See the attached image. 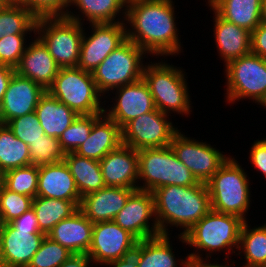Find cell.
Listing matches in <instances>:
<instances>
[{
  "instance_id": "36",
  "label": "cell",
  "mask_w": 266,
  "mask_h": 267,
  "mask_svg": "<svg viewBox=\"0 0 266 267\" xmlns=\"http://www.w3.org/2000/svg\"><path fill=\"white\" fill-rule=\"evenodd\" d=\"M103 114L78 115L73 123L61 134L59 141L65 153L75 152L85 142L93 124Z\"/></svg>"
},
{
  "instance_id": "22",
  "label": "cell",
  "mask_w": 266,
  "mask_h": 267,
  "mask_svg": "<svg viewBox=\"0 0 266 267\" xmlns=\"http://www.w3.org/2000/svg\"><path fill=\"white\" fill-rule=\"evenodd\" d=\"M37 196L81 201L75 179L65 161L39 166Z\"/></svg>"
},
{
  "instance_id": "1",
  "label": "cell",
  "mask_w": 266,
  "mask_h": 267,
  "mask_svg": "<svg viewBox=\"0 0 266 267\" xmlns=\"http://www.w3.org/2000/svg\"><path fill=\"white\" fill-rule=\"evenodd\" d=\"M124 21L127 40L134 42L146 53L156 56L178 55V38L172 0H132L127 2Z\"/></svg>"
},
{
  "instance_id": "37",
  "label": "cell",
  "mask_w": 266,
  "mask_h": 267,
  "mask_svg": "<svg viewBox=\"0 0 266 267\" xmlns=\"http://www.w3.org/2000/svg\"><path fill=\"white\" fill-rule=\"evenodd\" d=\"M31 164L43 166L64 161L66 153L63 151L59 138L45 135L44 138L29 144Z\"/></svg>"
},
{
  "instance_id": "19",
  "label": "cell",
  "mask_w": 266,
  "mask_h": 267,
  "mask_svg": "<svg viewBox=\"0 0 266 267\" xmlns=\"http://www.w3.org/2000/svg\"><path fill=\"white\" fill-rule=\"evenodd\" d=\"M99 162L105 186L138 189V150L121 144Z\"/></svg>"
},
{
  "instance_id": "7",
  "label": "cell",
  "mask_w": 266,
  "mask_h": 267,
  "mask_svg": "<svg viewBox=\"0 0 266 267\" xmlns=\"http://www.w3.org/2000/svg\"><path fill=\"white\" fill-rule=\"evenodd\" d=\"M166 62L147 64L143 79L153 96L156 108L164 114H190L192 112L188 86L183 69Z\"/></svg>"
},
{
  "instance_id": "9",
  "label": "cell",
  "mask_w": 266,
  "mask_h": 267,
  "mask_svg": "<svg viewBox=\"0 0 266 267\" xmlns=\"http://www.w3.org/2000/svg\"><path fill=\"white\" fill-rule=\"evenodd\" d=\"M146 52L134 42L126 40L92 72L97 90L102 96L142 79Z\"/></svg>"
},
{
  "instance_id": "24",
  "label": "cell",
  "mask_w": 266,
  "mask_h": 267,
  "mask_svg": "<svg viewBox=\"0 0 266 267\" xmlns=\"http://www.w3.org/2000/svg\"><path fill=\"white\" fill-rule=\"evenodd\" d=\"M122 144L121 128L105 114L94 124L85 142L74 152L79 156L100 161Z\"/></svg>"
},
{
  "instance_id": "50",
  "label": "cell",
  "mask_w": 266,
  "mask_h": 267,
  "mask_svg": "<svg viewBox=\"0 0 266 267\" xmlns=\"http://www.w3.org/2000/svg\"><path fill=\"white\" fill-rule=\"evenodd\" d=\"M192 267H230V266H228V264H224V265H220V264H218V263H206V261H203V262H199V263H197V264H195V265H193Z\"/></svg>"
},
{
  "instance_id": "2",
  "label": "cell",
  "mask_w": 266,
  "mask_h": 267,
  "mask_svg": "<svg viewBox=\"0 0 266 267\" xmlns=\"http://www.w3.org/2000/svg\"><path fill=\"white\" fill-rule=\"evenodd\" d=\"M155 216L159 231L168 235V225L183 228L184 235L195 223L211 210L206 183L189 187L169 185L153 192Z\"/></svg>"
},
{
  "instance_id": "43",
  "label": "cell",
  "mask_w": 266,
  "mask_h": 267,
  "mask_svg": "<svg viewBox=\"0 0 266 267\" xmlns=\"http://www.w3.org/2000/svg\"><path fill=\"white\" fill-rule=\"evenodd\" d=\"M142 258V240H139L129 248L120 259L112 261L109 267H137Z\"/></svg>"
},
{
  "instance_id": "52",
  "label": "cell",
  "mask_w": 266,
  "mask_h": 267,
  "mask_svg": "<svg viewBox=\"0 0 266 267\" xmlns=\"http://www.w3.org/2000/svg\"><path fill=\"white\" fill-rule=\"evenodd\" d=\"M10 0H0V4H8Z\"/></svg>"
},
{
  "instance_id": "42",
  "label": "cell",
  "mask_w": 266,
  "mask_h": 267,
  "mask_svg": "<svg viewBox=\"0 0 266 267\" xmlns=\"http://www.w3.org/2000/svg\"><path fill=\"white\" fill-rule=\"evenodd\" d=\"M70 3L71 0H31V12L37 18L66 16Z\"/></svg>"
},
{
  "instance_id": "13",
  "label": "cell",
  "mask_w": 266,
  "mask_h": 267,
  "mask_svg": "<svg viewBox=\"0 0 266 267\" xmlns=\"http://www.w3.org/2000/svg\"><path fill=\"white\" fill-rule=\"evenodd\" d=\"M170 147L196 179L203 183H206L229 158L206 142L190 139L180 130L174 135Z\"/></svg>"
},
{
  "instance_id": "39",
  "label": "cell",
  "mask_w": 266,
  "mask_h": 267,
  "mask_svg": "<svg viewBox=\"0 0 266 267\" xmlns=\"http://www.w3.org/2000/svg\"><path fill=\"white\" fill-rule=\"evenodd\" d=\"M72 253L45 236L27 267H59Z\"/></svg>"
},
{
  "instance_id": "40",
  "label": "cell",
  "mask_w": 266,
  "mask_h": 267,
  "mask_svg": "<svg viewBox=\"0 0 266 267\" xmlns=\"http://www.w3.org/2000/svg\"><path fill=\"white\" fill-rule=\"evenodd\" d=\"M6 125L17 138L28 146L46 135L35 112L9 120Z\"/></svg>"
},
{
  "instance_id": "47",
  "label": "cell",
  "mask_w": 266,
  "mask_h": 267,
  "mask_svg": "<svg viewBox=\"0 0 266 267\" xmlns=\"http://www.w3.org/2000/svg\"><path fill=\"white\" fill-rule=\"evenodd\" d=\"M14 73L15 68L8 65H0V104Z\"/></svg>"
},
{
  "instance_id": "32",
  "label": "cell",
  "mask_w": 266,
  "mask_h": 267,
  "mask_svg": "<svg viewBox=\"0 0 266 267\" xmlns=\"http://www.w3.org/2000/svg\"><path fill=\"white\" fill-rule=\"evenodd\" d=\"M169 235L143 239L142 258L137 267H178Z\"/></svg>"
},
{
  "instance_id": "6",
  "label": "cell",
  "mask_w": 266,
  "mask_h": 267,
  "mask_svg": "<svg viewBox=\"0 0 266 267\" xmlns=\"http://www.w3.org/2000/svg\"><path fill=\"white\" fill-rule=\"evenodd\" d=\"M138 179L144 181L138 189L149 192L163 186L189 187L199 183L170 146L138 150Z\"/></svg>"
},
{
  "instance_id": "21",
  "label": "cell",
  "mask_w": 266,
  "mask_h": 267,
  "mask_svg": "<svg viewBox=\"0 0 266 267\" xmlns=\"http://www.w3.org/2000/svg\"><path fill=\"white\" fill-rule=\"evenodd\" d=\"M30 43L26 46L19 64L15 67V72L40 84L47 90L53 84L60 67L38 37H35V40Z\"/></svg>"
},
{
  "instance_id": "34",
  "label": "cell",
  "mask_w": 266,
  "mask_h": 267,
  "mask_svg": "<svg viewBox=\"0 0 266 267\" xmlns=\"http://www.w3.org/2000/svg\"><path fill=\"white\" fill-rule=\"evenodd\" d=\"M37 19L26 7L0 4V35L35 34Z\"/></svg>"
},
{
  "instance_id": "20",
  "label": "cell",
  "mask_w": 266,
  "mask_h": 267,
  "mask_svg": "<svg viewBox=\"0 0 266 267\" xmlns=\"http://www.w3.org/2000/svg\"><path fill=\"white\" fill-rule=\"evenodd\" d=\"M135 188L105 186L81 198L79 210L92 222L112 221Z\"/></svg>"
},
{
  "instance_id": "53",
  "label": "cell",
  "mask_w": 266,
  "mask_h": 267,
  "mask_svg": "<svg viewBox=\"0 0 266 267\" xmlns=\"http://www.w3.org/2000/svg\"><path fill=\"white\" fill-rule=\"evenodd\" d=\"M260 105H262V107L264 106V108L266 107V98Z\"/></svg>"
},
{
  "instance_id": "5",
  "label": "cell",
  "mask_w": 266,
  "mask_h": 267,
  "mask_svg": "<svg viewBox=\"0 0 266 267\" xmlns=\"http://www.w3.org/2000/svg\"><path fill=\"white\" fill-rule=\"evenodd\" d=\"M206 185L212 210L237 215L246 221L245 213L250 209V183L235 158L229 157Z\"/></svg>"
},
{
  "instance_id": "10",
  "label": "cell",
  "mask_w": 266,
  "mask_h": 267,
  "mask_svg": "<svg viewBox=\"0 0 266 267\" xmlns=\"http://www.w3.org/2000/svg\"><path fill=\"white\" fill-rule=\"evenodd\" d=\"M226 100L230 103L251 99L259 105L266 98V59L252 52L228 62Z\"/></svg>"
},
{
  "instance_id": "14",
  "label": "cell",
  "mask_w": 266,
  "mask_h": 267,
  "mask_svg": "<svg viewBox=\"0 0 266 267\" xmlns=\"http://www.w3.org/2000/svg\"><path fill=\"white\" fill-rule=\"evenodd\" d=\"M151 218L152 225L149 222ZM155 218L153 193L136 189L129 196L125 206L117 213L114 221L138 240H143L161 235Z\"/></svg>"
},
{
  "instance_id": "54",
  "label": "cell",
  "mask_w": 266,
  "mask_h": 267,
  "mask_svg": "<svg viewBox=\"0 0 266 267\" xmlns=\"http://www.w3.org/2000/svg\"><path fill=\"white\" fill-rule=\"evenodd\" d=\"M2 185V173L0 172V187Z\"/></svg>"
},
{
  "instance_id": "45",
  "label": "cell",
  "mask_w": 266,
  "mask_h": 267,
  "mask_svg": "<svg viewBox=\"0 0 266 267\" xmlns=\"http://www.w3.org/2000/svg\"><path fill=\"white\" fill-rule=\"evenodd\" d=\"M251 52L266 59V23L261 22L251 32Z\"/></svg>"
},
{
  "instance_id": "41",
  "label": "cell",
  "mask_w": 266,
  "mask_h": 267,
  "mask_svg": "<svg viewBox=\"0 0 266 267\" xmlns=\"http://www.w3.org/2000/svg\"><path fill=\"white\" fill-rule=\"evenodd\" d=\"M26 34L6 35L0 39V65L15 68L25 52Z\"/></svg>"
},
{
  "instance_id": "11",
  "label": "cell",
  "mask_w": 266,
  "mask_h": 267,
  "mask_svg": "<svg viewBox=\"0 0 266 267\" xmlns=\"http://www.w3.org/2000/svg\"><path fill=\"white\" fill-rule=\"evenodd\" d=\"M168 116L156 108L131 120L121 129L122 144L135 150L170 146L179 130Z\"/></svg>"
},
{
  "instance_id": "8",
  "label": "cell",
  "mask_w": 266,
  "mask_h": 267,
  "mask_svg": "<svg viewBox=\"0 0 266 267\" xmlns=\"http://www.w3.org/2000/svg\"><path fill=\"white\" fill-rule=\"evenodd\" d=\"M47 91L78 115L104 114L92 73L77 67L60 68ZM101 103V104H100Z\"/></svg>"
},
{
  "instance_id": "26",
  "label": "cell",
  "mask_w": 266,
  "mask_h": 267,
  "mask_svg": "<svg viewBox=\"0 0 266 267\" xmlns=\"http://www.w3.org/2000/svg\"><path fill=\"white\" fill-rule=\"evenodd\" d=\"M35 113L45 134L59 138L78 114L53 97L48 91L40 98Z\"/></svg>"
},
{
  "instance_id": "29",
  "label": "cell",
  "mask_w": 266,
  "mask_h": 267,
  "mask_svg": "<svg viewBox=\"0 0 266 267\" xmlns=\"http://www.w3.org/2000/svg\"><path fill=\"white\" fill-rule=\"evenodd\" d=\"M81 201H67L36 196L32 208L36 213L41 233L47 234L63 219L71 217L79 210Z\"/></svg>"
},
{
  "instance_id": "25",
  "label": "cell",
  "mask_w": 266,
  "mask_h": 267,
  "mask_svg": "<svg viewBox=\"0 0 266 267\" xmlns=\"http://www.w3.org/2000/svg\"><path fill=\"white\" fill-rule=\"evenodd\" d=\"M214 12V36L216 48L225 65L231 60L251 52V32L243 27L221 18Z\"/></svg>"
},
{
  "instance_id": "49",
  "label": "cell",
  "mask_w": 266,
  "mask_h": 267,
  "mask_svg": "<svg viewBox=\"0 0 266 267\" xmlns=\"http://www.w3.org/2000/svg\"><path fill=\"white\" fill-rule=\"evenodd\" d=\"M9 6H23L31 11V0H10Z\"/></svg>"
},
{
  "instance_id": "31",
  "label": "cell",
  "mask_w": 266,
  "mask_h": 267,
  "mask_svg": "<svg viewBox=\"0 0 266 267\" xmlns=\"http://www.w3.org/2000/svg\"><path fill=\"white\" fill-rule=\"evenodd\" d=\"M247 222L241 229L238 255L243 251V267H262L266 264V224L251 229Z\"/></svg>"
},
{
  "instance_id": "3",
  "label": "cell",
  "mask_w": 266,
  "mask_h": 267,
  "mask_svg": "<svg viewBox=\"0 0 266 267\" xmlns=\"http://www.w3.org/2000/svg\"><path fill=\"white\" fill-rule=\"evenodd\" d=\"M244 221L237 215L220 213L211 209L183 236L178 235L182 243L196 248L195 253H189L185 260H180L179 265L192 267L199 262H203L204 258L201 257L202 254H199V250L208 251L207 258L211 257L212 254L210 253L221 251V249L222 251L226 250L225 260L228 259L231 250L234 247H236L234 249L239 248L240 233Z\"/></svg>"
},
{
  "instance_id": "48",
  "label": "cell",
  "mask_w": 266,
  "mask_h": 267,
  "mask_svg": "<svg viewBox=\"0 0 266 267\" xmlns=\"http://www.w3.org/2000/svg\"><path fill=\"white\" fill-rule=\"evenodd\" d=\"M92 262L87 254H71L59 267H89Z\"/></svg>"
},
{
  "instance_id": "44",
  "label": "cell",
  "mask_w": 266,
  "mask_h": 267,
  "mask_svg": "<svg viewBox=\"0 0 266 267\" xmlns=\"http://www.w3.org/2000/svg\"><path fill=\"white\" fill-rule=\"evenodd\" d=\"M250 150V162L266 178V138L256 140Z\"/></svg>"
},
{
  "instance_id": "23",
  "label": "cell",
  "mask_w": 266,
  "mask_h": 267,
  "mask_svg": "<svg viewBox=\"0 0 266 267\" xmlns=\"http://www.w3.org/2000/svg\"><path fill=\"white\" fill-rule=\"evenodd\" d=\"M92 223L80 210L56 224L47 236L72 254H87L92 243Z\"/></svg>"
},
{
  "instance_id": "4",
  "label": "cell",
  "mask_w": 266,
  "mask_h": 267,
  "mask_svg": "<svg viewBox=\"0 0 266 267\" xmlns=\"http://www.w3.org/2000/svg\"><path fill=\"white\" fill-rule=\"evenodd\" d=\"M81 20L79 15L71 11H68L66 16L37 19L35 35L38 34L37 37L47 47L60 68L77 67L85 30Z\"/></svg>"
},
{
  "instance_id": "16",
  "label": "cell",
  "mask_w": 266,
  "mask_h": 267,
  "mask_svg": "<svg viewBox=\"0 0 266 267\" xmlns=\"http://www.w3.org/2000/svg\"><path fill=\"white\" fill-rule=\"evenodd\" d=\"M46 235L40 230H17L10 223L0 229V267H27Z\"/></svg>"
},
{
  "instance_id": "27",
  "label": "cell",
  "mask_w": 266,
  "mask_h": 267,
  "mask_svg": "<svg viewBox=\"0 0 266 267\" xmlns=\"http://www.w3.org/2000/svg\"><path fill=\"white\" fill-rule=\"evenodd\" d=\"M221 18L252 32L261 23L262 0H210Z\"/></svg>"
},
{
  "instance_id": "51",
  "label": "cell",
  "mask_w": 266,
  "mask_h": 267,
  "mask_svg": "<svg viewBox=\"0 0 266 267\" xmlns=\"http://www.w3.org/2000/svg\"><path fill=\"white\" fill-rule=\"evenodd\" d=\"M261 22L266 23V0H262Z\"/></svg>"
},
{
  "instance_id": "33",
  "label": "cell",
  "mask_w": 266,
  "mask_h": 267,
  "mask_svg": "<svg viewBox=\"0 0 266 267\" xmlns=\"http://www.w3.org/2000/svg\"><path fill=\"white\" fill-rule=\"evenodd\" d=\"M74 5L83 14L81 17L87 18L89 23H115L118 13L126 16L127 2L125 0H71L70 6ZM123 9V10H122ZM85 15V16H84Z\"/></svg>"
},
{
  "instance_id": "17",
  "label": "cell",
  "mask_w": 266,
  "mask_h": 267,
  "mask_svg": "<svg viewBox=\"0 0 266 267\" xmlns=\"http://www.w3.org/2000/svg\"><path fill=\"white\" fill-rule=\"evenodd\" d=\"M116 92L114 106L108 112L104 109V114L121 129L131 120L156 109L153 96L143 78L117 88Z\"/></svg>"
},
{
  "instance_id": "12",
  "label": "cell",
  "mask_w": 266,
  "mask_h": 267,
  "mask_svg": "<svg viewBox=\"0 0 266 267\" xmlns=\"http://www.w3.org/2000/svg\"><path fill=\"white\" fill-rule=\"evenodd\" d=\"M92 34L83 32L77 68L93 72L114 50L127 40L126 23H91ZM87 36V37H86Z\"/></svg>"
},
{
  "instance_id": "18",
  "label": "cell",
  "mask_w": 266,
  "mask_h": 267,
  "mask_svg": "<svg viewBox=\"0 0 266 267\" xmlns=\"http://www.w3.org/2000/svg\"><path fill=\"white\" fill-rule=\"evenodd\" d=\"M46 91L40 84L15 72L0 104V123L6 124L9 120L35 112Z\"/></svg>"
},
{
  "instance_id": "35",
  "label": "cell",
  "mask_w": 266,
  "mask_h": 267,
  "mask_svg": "<svg viewBox=\"0 0 266 267\" xmlns=\"http://www.w3.org/2000/svg\"><path fill=\"white\" fill-rule=\"evenodd\" d=\"M39 167L33 164L9 170L2 174V185L18 194L37 196Z\"/></svg>"
},
{
  "instance_id": "30",
  "label": "cell",
  "mask_w": 266,
  "mask_h": 267,
  "mask_svg": "<svg viewBox=\"0 0 266 267\" xmlns=\"http://www.w3.org/2000/svg\"><path fill=\"white\" fill-rule=\"evenodd\" d=\"M31 165L30 149L6 124L0 123V172Z\"/></svg>"
},
{
  "instance_id": "38",
  "label": "cell",
  "mask_w": 266,
  "mask_h": 267,
  "mask_svg": "<svg viewBox=\"0 0 266 267\" xmlns=\"http://www.w3.org/2000/svg\"><path fill=\"white\" fill-rule=\"evenodd\" d=\"M33 198L0 187V218L2 224L10 223L32 208Z\"/></svg>"
},
{
  "instance_id": "46",
  "label": "cell",
  "mask_w": 266,
  "mask_h": 267,
  "mask_svg": "<svg viewBox=\"0 0 266 267\" xmlns=\"http://www.w3.org/2000/svg\"><path fill=\"white\" fill-rule=\"evenodd\" d=\"M10 224L17 230H40L33 208L25 211L20 217L11 221Z\"/></svg>"
},
{
  "instance_id": "15",
  "label": "cell",
  "mask_w": 266,
  "mask_h": 267,
  "mask_svg": "<svg viewBox=\"0 0 266 267\" xmlns=\"http://www.w3.org/2000/svg\"><path fill=\"white\" fill-rule=\"evenodd\" d=\"M139 240L114 220L95 223L92 243L87 255L96 265H106L118 260Z\"/></svg>"
},
{
  "instance_id": "28",
  "label": "cell",
  "mask_w": 266,
  "mask_h": 267,
  "mask_svg": "<svg viewBox=\"0 0 266 267\" xmlns=\"http://www.w3.org/2000/svg\"><path fill=\"white\" fill-rule=\"evenodd\" d=\"M64 161L75 179L81 198L105 187L98 160L70 152L66 153Z\"/></svg>"
}]
</instances>
